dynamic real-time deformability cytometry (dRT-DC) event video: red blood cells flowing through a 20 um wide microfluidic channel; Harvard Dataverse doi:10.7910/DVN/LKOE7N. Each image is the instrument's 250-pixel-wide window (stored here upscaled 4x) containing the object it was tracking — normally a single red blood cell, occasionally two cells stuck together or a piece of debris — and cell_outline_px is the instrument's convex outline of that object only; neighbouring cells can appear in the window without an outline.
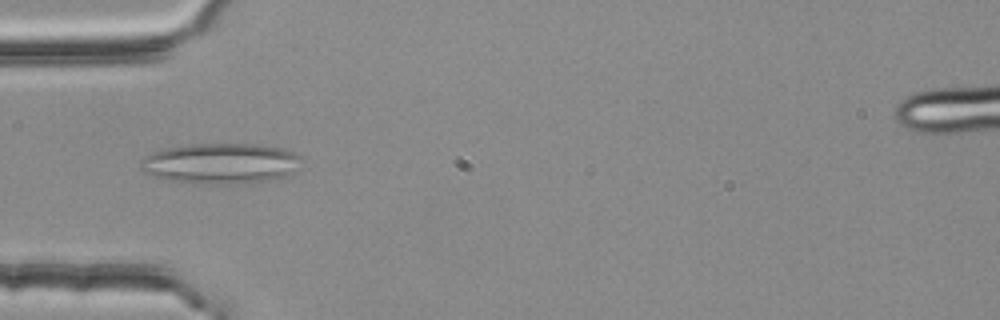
{"species": "common noctule bat (a hibernating species)", "species_latin": "Nyctalus noctula", "temperature_condition": "room temperature", "stored_images_in_passage": 54, "segment_of_instrument_passage": [1, 2], "camera_frame_rate_fps": 3000, "um_per_image_px": 0.085, "animal": {"sex": "female", "body_mass_g": 25.1}, "frame": {"image": 1, "passage_image": 17, "time_ms": 5.333, "image_size_px": [1000, 320], "cell_outline_px": [[304, 156], [292, 172], [284, 176], [268, 180], [232, 184], [192, 184], [168, 180], [152, 176], [144, 172], [140, 168], [140, 160], [144, 156], [152, 152], [164, 148], [192, 144], [256, 144], [280, 148]], "centroid_in_image_um": [18.69, 13.9], "position_along_channel_um": 66.3, "area_um2": 38.21}}